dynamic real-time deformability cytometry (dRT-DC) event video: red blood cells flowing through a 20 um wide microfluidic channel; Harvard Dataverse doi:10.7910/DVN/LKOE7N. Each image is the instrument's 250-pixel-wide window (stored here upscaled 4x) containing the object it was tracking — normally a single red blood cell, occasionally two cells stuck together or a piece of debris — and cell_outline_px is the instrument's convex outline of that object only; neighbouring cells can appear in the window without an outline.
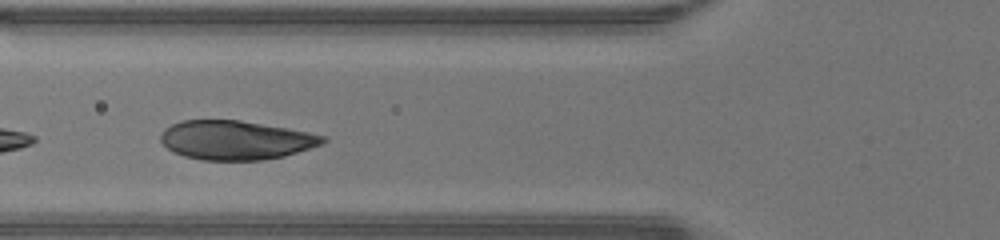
{"species": "human", "species_latin": "Homo sapiens", "temperature_condition": "warm", "stored_images_in_passage": 13, "camera_frame_rate_fps": 3000, "um_per_image_px": 0.085, "donor": {"sex": "male"}, "frame": {"image": 1, "passage_image": 8, "time_ms": 2.333, "image_size_px": [1000, 240], "cell_outline_px": [[328, 140], [320, 144], [284, 156], [264, 160], [204, 160], [184, 156], [168, 148], [160, 140], [160, 136], [164, 128], [180, 120], [240, 120], [288, 128], [328, 136]], "centroid_in_image_um": [20.04, 11.9], "position_along_channel_um": 105.8, "area_um2": 36.82}}
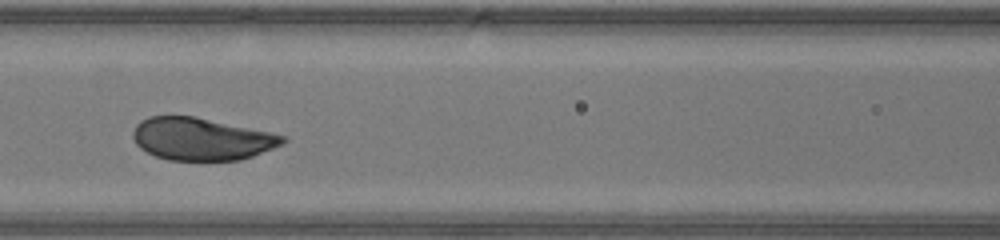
{"frame": {"image": 2, "passage_image": 11, "time_ms": 3.333, "image_size_px": [1000, 240], "cell_outline_px": [[288, 140], [272, 148], [252, 156], [240, 160], [168, 160], [156, 156], [140, 148], [136, 144], [132, 136], [132, 132], [136, 124], [140, 120], [148, 116], [192, 116], [268, 132], [284, 136]], "centroid_in_image_um": [17.06, 11.81], "position_along_channel_um": 149.5, "area_um2": 36.59}}